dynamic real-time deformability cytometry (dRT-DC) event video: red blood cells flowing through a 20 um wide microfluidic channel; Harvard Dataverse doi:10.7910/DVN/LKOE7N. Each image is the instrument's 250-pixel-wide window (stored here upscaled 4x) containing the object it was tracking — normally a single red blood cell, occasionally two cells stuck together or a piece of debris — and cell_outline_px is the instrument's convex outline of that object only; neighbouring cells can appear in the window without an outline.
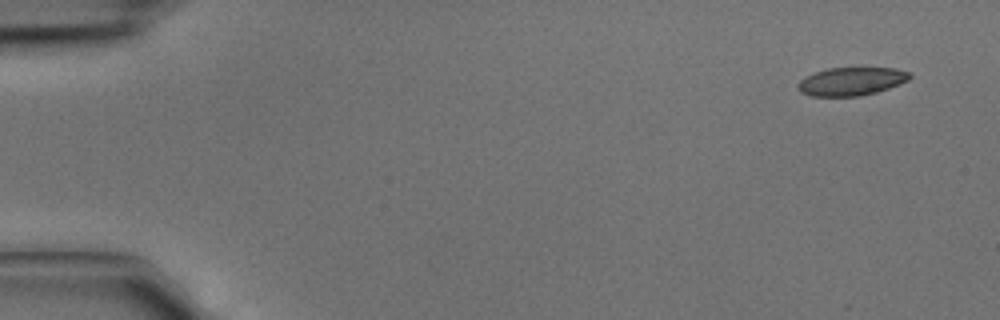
{"species": "common noctule bat (a hibernating species)", "species_latin": "Nyctalus noctula", "temperature_condition": "cold", "stored_images_in_passage": 4, "camera_frame_rate_fps": 3000, "um_per_image_px": 0.085, "animal": {"sex": "male", "body_mass_g": 15.6}, "frame": {"image": 1, "passage_image": 1, "time_ms": 0.0, "image_size_px": [1000, 320], "cell_outline_px": [[912, 76], [908, 80], [900, 84], [876, 92], [860, 96], [812, 96], [800, 92], [796, 88], [796, 84], [804, 76], [828, 68], [896, 68], [912, 72]], "centroid_in_image_um": [72.36, 6.91], "position_along_channel_um": 12.6, "area_um2": 18.55}}
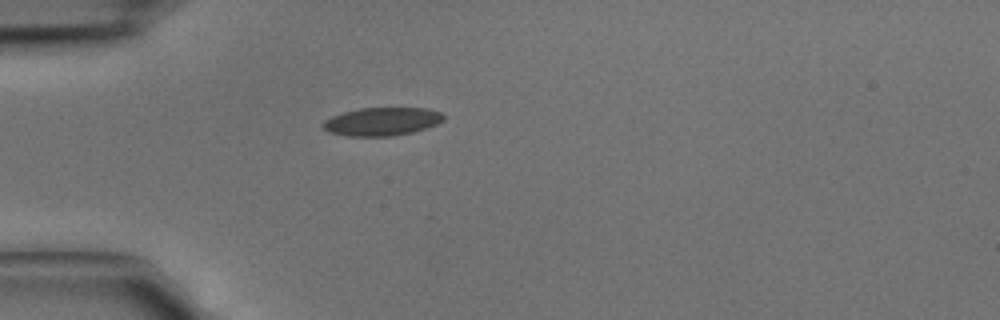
{"frame": {"image": 2, "passage_image": 4, "time_ms": 1.0, "image_size_px": [1000, 320], "cell_outline_px": [[444, 120], [436, 124], [412, 132], [392, 136], [348, 136], [328, 132], [324, 128], [324, 120], [332, 116], [344, 112], [360, 108], [428, 108], [440, 112], [444, 116]], "centroid_in_image_um": [32.47, 10.32], "position_along_channel_um": 52.5, "area_um2": 19.65}}